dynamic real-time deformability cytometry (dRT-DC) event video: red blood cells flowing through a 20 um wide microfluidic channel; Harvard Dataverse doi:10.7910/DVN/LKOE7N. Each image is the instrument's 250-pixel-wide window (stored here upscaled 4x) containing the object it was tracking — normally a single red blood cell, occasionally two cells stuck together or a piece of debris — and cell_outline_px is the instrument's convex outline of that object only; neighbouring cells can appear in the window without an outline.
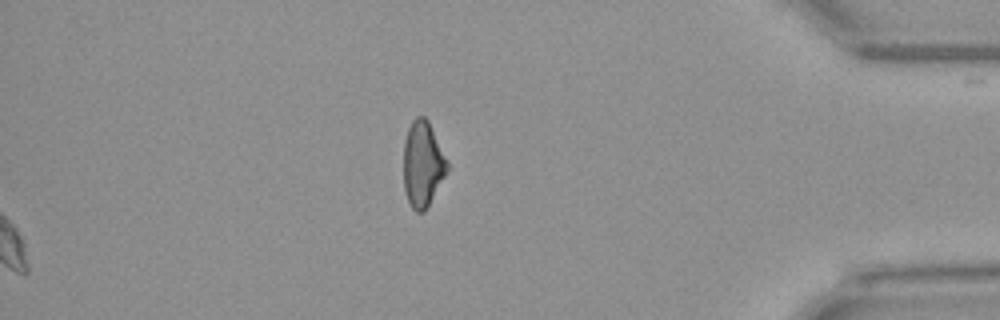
{"species": "Egyptian fruit bat (a non-hibernating species)", "species_latin": "Rousettus aegyptiacus", "temperature_condition": "warm", "stored_images_in_passage": 38, "camera_frame_rate_fps": 3000, "um_per_image_px": 0.085, "animal": {"sex": "female"}, "frame": {"image": 1, "passage_image": 38, "time_ms": 12.333, "image_size_px": [1000, 320], "cell_outline_px": [[448, 168], [444, 176], [424, 212], [416, 212], [412, 208], [408, 200], [404, 188], [404, 140], [408, 128], [412, 120], [416, 116], [424, 116], [428, 120], [448, 160]], "centroid_in_image_um": [35.92, 13.91], "position_along_channel_um": 399.3, "area_um2": 21.62}, "authors_computed_cell_mechanics": {"area_um2": 20.9525, "velocity_mm_per_s": 3.9666, "shape_relaxation_time_tau1_ms": 5.7226, "shape_relaxation_time_tau2_ms": null, "deformation_change_tau1": 0.129, "deformation_change_tau2": null}}